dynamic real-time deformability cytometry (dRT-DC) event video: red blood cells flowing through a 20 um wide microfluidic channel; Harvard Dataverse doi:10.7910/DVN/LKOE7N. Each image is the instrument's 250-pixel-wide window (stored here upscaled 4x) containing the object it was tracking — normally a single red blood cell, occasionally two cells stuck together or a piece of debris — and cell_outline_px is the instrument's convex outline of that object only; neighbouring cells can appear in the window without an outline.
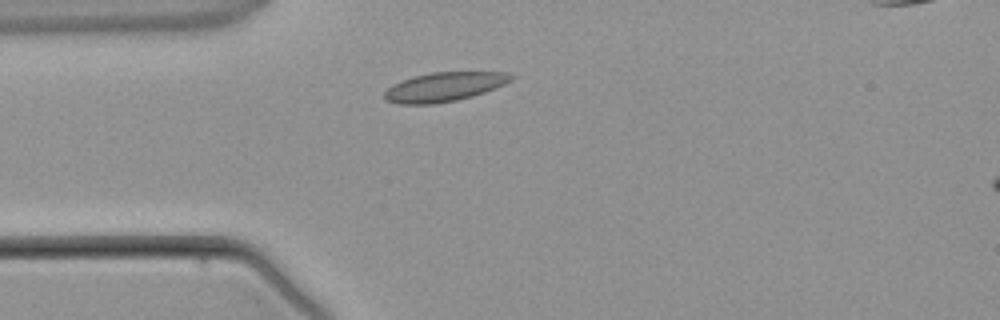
{"species": "common noctule bat (a hibernating species)", "species_latin": "Nyctalus noctula", "temperature_condition": "warm", "stored_images_in_passage": 3, "camera_frame_rate_fps": 3000, "um_per_image_px": 0.085, "animal": {"sex": "male", "body_mass_g": 21.5, "forearm_length_mm": 52.0}, "frame": {"image": 1, "passage_image": 2, "time_ms": 1.333, "image_size_px": [1000, 320], "cell_outline_px": [[516, 76], [512, 80], [504, 84], [484, 92], [472, 96], [456, 100], [436, 104], [396, 104], [384, 100], [384, 92], [392, 84], [416, 76], [432, 72], [508, 72]], "centroid_in_image_um": [37.75, 7.39], "position_along_channel_um": 47.2, "area_um2": 21.5}}